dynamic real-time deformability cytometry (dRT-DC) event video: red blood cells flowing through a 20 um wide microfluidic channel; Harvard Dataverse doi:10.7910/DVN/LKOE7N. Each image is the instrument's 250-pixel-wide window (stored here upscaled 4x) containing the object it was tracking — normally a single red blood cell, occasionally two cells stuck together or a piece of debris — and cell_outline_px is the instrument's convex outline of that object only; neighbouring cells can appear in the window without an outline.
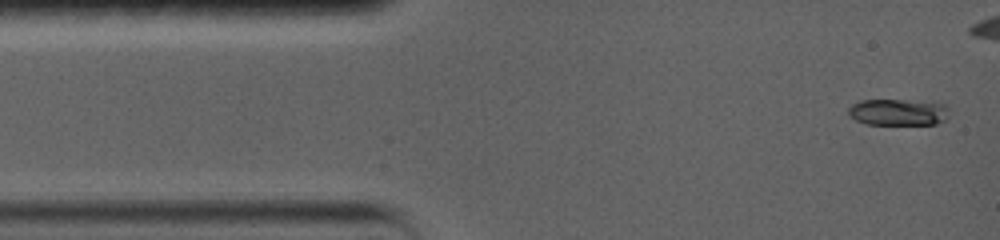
{"species": "common noctule bat (a hibernating species)", "species_latin": "Nyctalus noctula", "temperature_condition": "warm", "stored_images_in_passage": 5, "camera_frame_rate_fps": 5000, "um_per_image_px": 0.085, "animal": {"sex": "female", "body_mass_g": 19.0, "forearm_length_mm": 56.7}, "frame": {"image": 1, "passage_image": 1, "time_ms": 0.0, "image_size_px": [1000, 240], "cell_outline_px": [[948, 120], [936, 124], [868, 124], [856, 120], [848, 116], [848, 108], [852, 104], [860, 100], [936, 100], [944, 104], [948, 108]], "centroid_in_image_um": [76.41, 9.51], "position_along_channel_um": 8.6, "area_um2": 16.07}}